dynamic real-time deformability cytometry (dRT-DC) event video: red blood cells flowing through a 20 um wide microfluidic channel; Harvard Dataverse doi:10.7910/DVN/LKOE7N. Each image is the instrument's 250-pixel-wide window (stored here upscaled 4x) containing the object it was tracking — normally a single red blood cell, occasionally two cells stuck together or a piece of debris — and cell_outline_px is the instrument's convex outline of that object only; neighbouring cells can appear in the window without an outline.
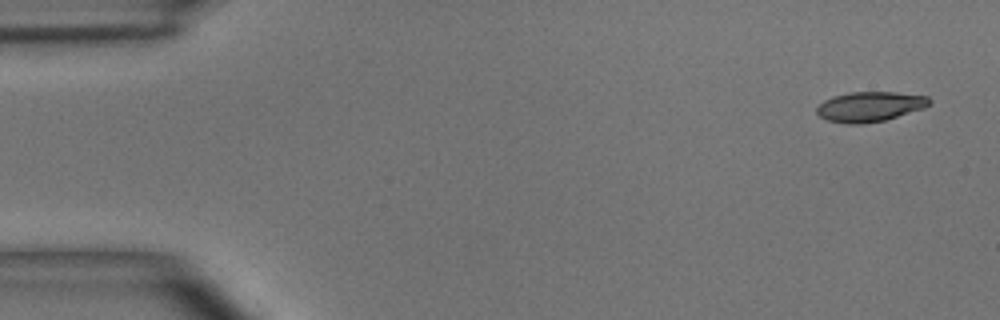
{"species": "common noctule bat (a hibernating species)", "species_latin": "Nyctalus noctula", "temperature_condition": "room temperature", "stored_images_in_passage": 5, "camera_frame_rate_fps": 3000, "um_per_image_px": 0.085, "animal": {"sex": "male", "body_mass_g": 15.6}, "frame": {"image": 1, "passage_image": 1, "time_ms": 0.0, "image_size_px": [1000, 320], "cell_outline_px": [[932, 100], [924, 108], [884, 120], [864, 124], [844, 124], [828, 120], [820, 116], [816, 112], [816, 108], [824, 100], [832, 96], [852, 92], [896, 92], [928, 96]], "centroid_in_image_um": [73.92, 9.06], "position_along_channel_um": 11.1, "area_um2": 19.65}}
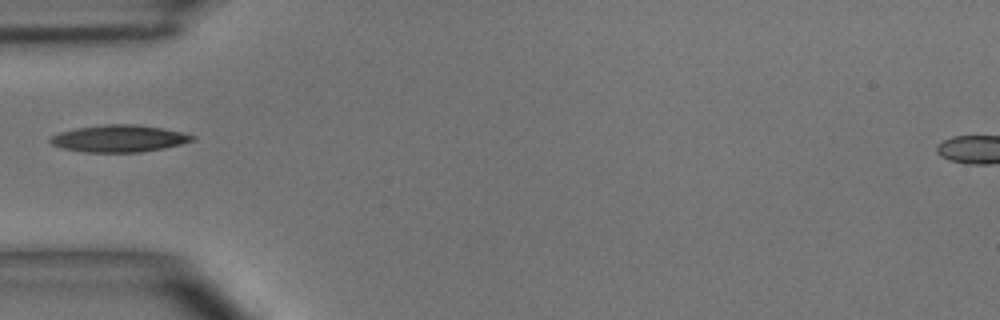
{"frame": {"image": 2, "passage_image": 4, "time_ms": 4.667, "image_size_px": [1000, 320], "cell_outline_px": [[196, 140], [164, 148], [140, 152], [84, 152], [60, 148], [52, 144], [48, 140], [52, 136], [60, 132], [76, 128], [104, 124], [136, 124], [164, 128], [196, 136]], "centroid_in_image_um": [10.12, 11.77], "position_along_channel_um": 74.9, "area_um2": 22.43}}
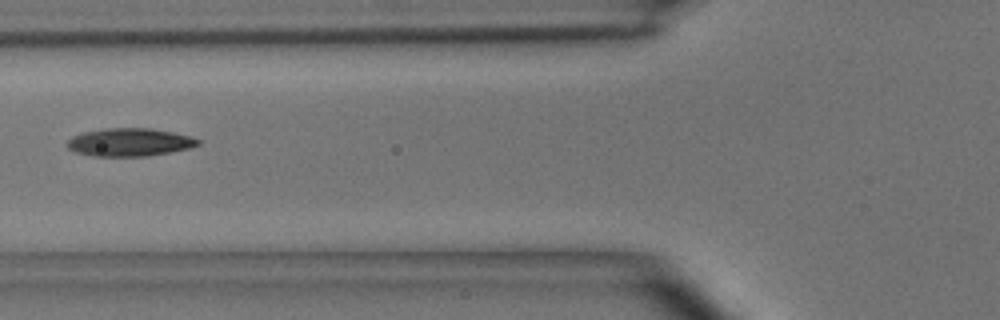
{"frame": {"image": 3, "passage_image": 5, "time_ms": 5.667, "image_size_px": [1000, 320], "cell_outline_px": [[200, 144], [188, 148], [148, 156], [96, 156], [76, 152], [68, 148], [68, 140], [72, 136], [84, 132], [104, 128], [152, 128], [172, 132], [188, 136], [200, 140]], "centroid_in_image_um": [11.0, 12.08], "position_along_channel_um": 114.8, "area_um2": 21.1}}